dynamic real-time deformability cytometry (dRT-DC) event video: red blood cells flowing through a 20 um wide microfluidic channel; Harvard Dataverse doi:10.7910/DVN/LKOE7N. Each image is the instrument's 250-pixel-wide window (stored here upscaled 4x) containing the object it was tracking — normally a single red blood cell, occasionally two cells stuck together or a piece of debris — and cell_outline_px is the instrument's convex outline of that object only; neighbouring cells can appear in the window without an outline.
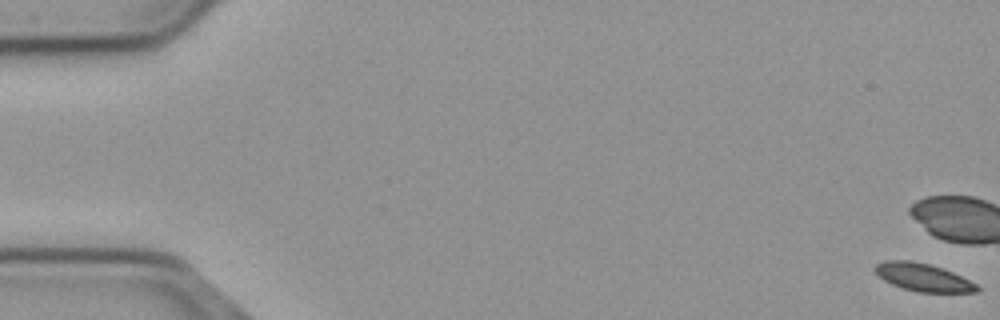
{"species": "common noctule bat (a hibernating species)", "species_latin": "Nyctalus noctula", "temperature_condition": "cold", "stored_images_in_passage": 57, "camera_frame_rate_fps": 3000, "um_per_image_px": 0.085, "animal": {"sex": "male", "body_mass_g": 23.1, "forearm_length_mm": 52.7}, "frame": {"image": 1, "passage_image": 1, "time_ms": 0.0, "image_size_px": [1000, 320], "cell_outline_px": [[980, 288], [976, 292], [916, 292], [892, 284], [884, 280], [872, 268], [876, 264], [884, 260], [908, 260], [928, 264], [952, 272], [976, 284]], "centroid_in_image_um": [78.42, 23.57], "position_along_channel_um": 6.6, "area_um2": 16.24}}